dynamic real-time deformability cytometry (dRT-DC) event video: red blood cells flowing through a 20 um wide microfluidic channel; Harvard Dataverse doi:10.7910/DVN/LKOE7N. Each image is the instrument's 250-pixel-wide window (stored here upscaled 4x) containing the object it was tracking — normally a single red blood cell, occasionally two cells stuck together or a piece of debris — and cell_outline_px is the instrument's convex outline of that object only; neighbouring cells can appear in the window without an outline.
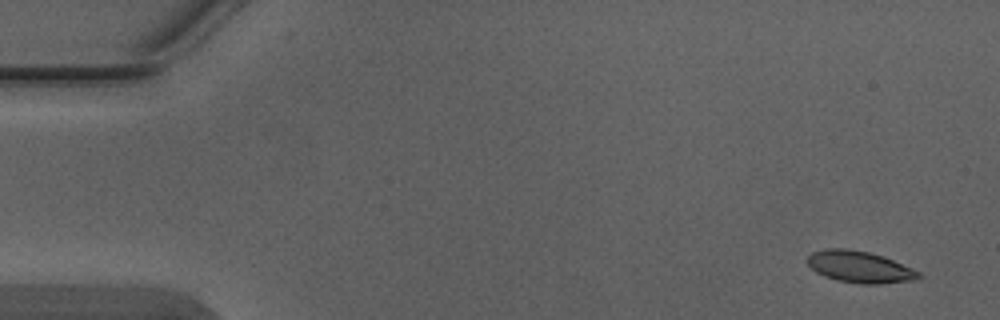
{"species": "Egyptian fruit bat (a non-hibernating species)", "species_latin": "Rousettus aegyptiacus", "temperature_condition": "warm", "stored_images_in_passage": 4, "camera_frame_rate_fps": 3000, "um_per_image_px": 0.085, "animal": {"sex": "male"}, "frame": {"image": 1, "passage_image": 1, "time_ms": 0.0, "image_size_px": [1000, 320], "cell_outline_px": [[924, 276], [916, 280], [880, 284], [860, 284], [836, 280], [824, 276], [816, 272], [804, 260], [812, 252], [828, 248], [848, 248], [868, 252], [884, 256], [912, 268], [920, 272]], "centroid_in_image_um": [73.08, 22.69], "position_along_channel_um": 11.9, "area_um2": 20.81}}
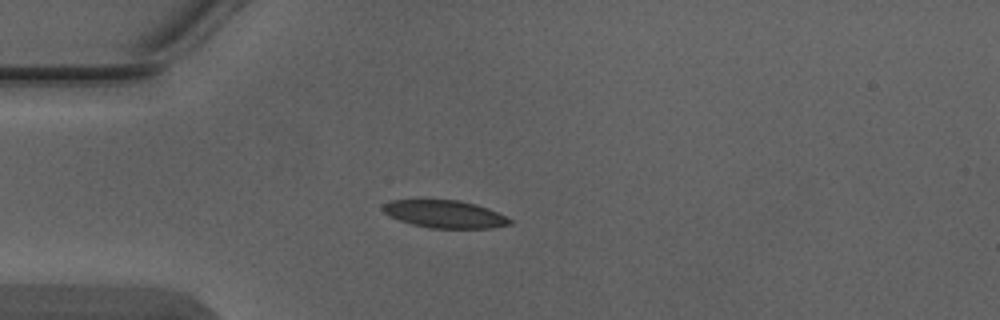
{"frame": {"image": 2, "passage_image": 4, "time_ms": 1.0, "image_size_px": [1000, 320], "cell_outline_px": [[512, 224], [492, 228], [432, 228], [412, 224], [400, 220], [384, 212], [380, 208], [384, 204], [392, 200], [420, 196], [460, 200], [476, 204], [488, 208], [512, 220]], "centroid_in_image_um": [37.74, 18.14], "position_along_channel_um": 47.3, "area_um2": 21.21}}